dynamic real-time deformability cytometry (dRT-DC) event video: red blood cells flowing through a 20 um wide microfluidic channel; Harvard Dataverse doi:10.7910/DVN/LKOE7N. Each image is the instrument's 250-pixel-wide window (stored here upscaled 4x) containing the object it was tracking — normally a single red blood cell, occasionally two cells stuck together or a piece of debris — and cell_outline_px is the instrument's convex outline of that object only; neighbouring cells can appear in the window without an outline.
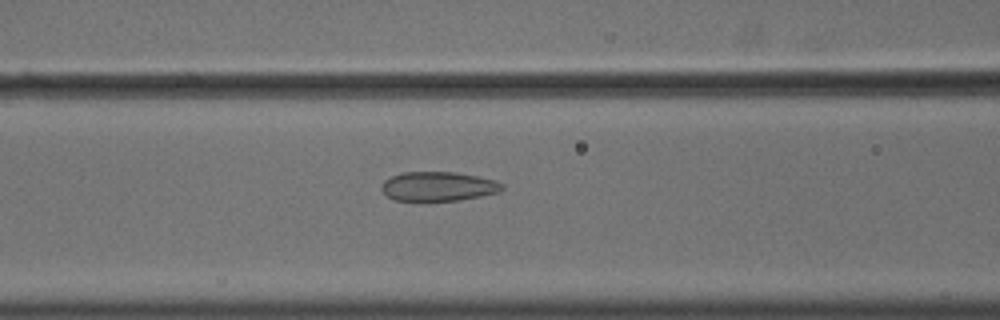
{"species": "common noctule bat (a hibernating species)", "species_latin": "Nyctalus noctula", "temperature_condition": "cold", "stored_images_in_passage": 33, "camera_frame_rate_fps": 3000, "um_per_image_px": 0.085, "animal": {"sex": "male", "body_mass_g": 18.8}, "frame": {"image": 1, "passage_image": 11, "time_ms": 3.333, "image_size_px": [1000, 320], "cell_outline_px": [[504, 188], [500, 192], [460, 200], [396, 200], [388, 196], [380, 188], [380, 184], [384, 180], [392, 176], [404, 172], [456, 172], [496, 180], [504, 184]], "centroid_in_image_um": [37.27, 15.83], "position_along_channel_um": 129.3, "area_um2": 20.52}}
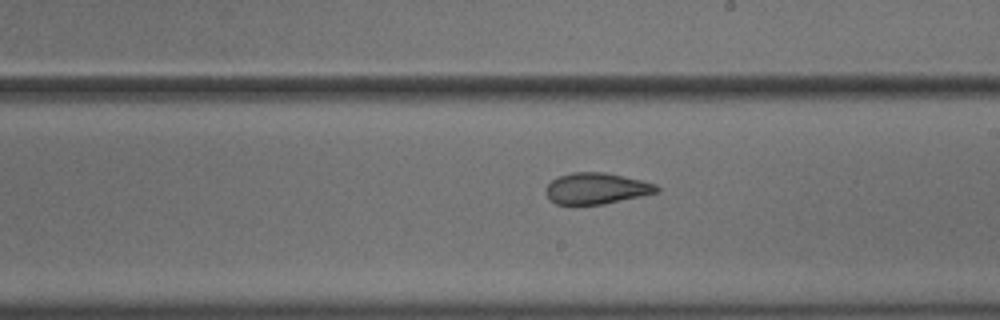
{"frame": {"image": 2, "passage_image": 20, "time_ms": 6.333, "image_size_px": [1000, 320], "cell_outline_px": [[660, 192], [604, 204], [556, 204], [544, 192], [544, 188], [552, 180], [560, 176], [572, 172], [604, 172], [640, 180], [656, 184], [660, 188]], "centroid_in_image_um": [50.7, 16.02], "position_along_channel_um": 238.3, "area_um2": 20.06}}
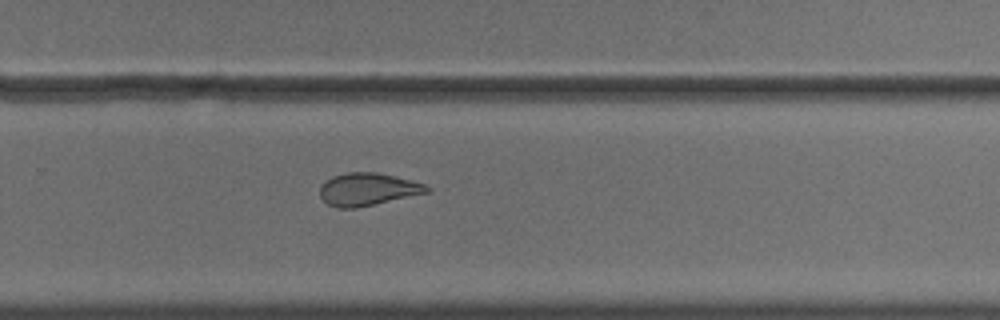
{"frame": {"image": 3, "passage_image": 25, "time_ms": 8.0, "image_size_px": [1000, 320], "cell_outline_px": [[432, 188], [428, 192], [356, 208], [336, 208], [328, 204], [320, 196], [320, 184], [324, 180], [332, 176], [348, 172], [376, 172], [396, 176], [424, 184]], "centroid_in_image_um": [31.21, 16.08], "position_along_channel_um": 298.6, "area_um2": 20.29}, "authors_computed_cell_mechanics": {"area_um2": 20.519, "velocity_mm_per_s": 3.6238, "shape_relaxation_time_tau1_ms": null, "shape_relaxation_time_tau2_ms": 1.5348, "deformation_change_tau1": null, "deformation_change_tau2": 0.0866}}